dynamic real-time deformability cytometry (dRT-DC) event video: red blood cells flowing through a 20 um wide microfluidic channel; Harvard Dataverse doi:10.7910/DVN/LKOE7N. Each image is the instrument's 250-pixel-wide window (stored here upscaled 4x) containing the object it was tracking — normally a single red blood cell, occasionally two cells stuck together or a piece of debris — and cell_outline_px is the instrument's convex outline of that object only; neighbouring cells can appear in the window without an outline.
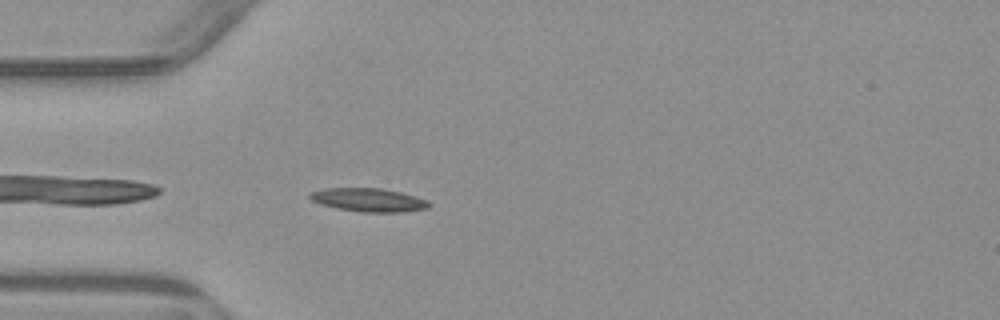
{"species": "common noctule bat (a hibernating species)", "species_latin": "Nyctalus noctula", "temperature_condition": "warm", "stored_images_in_passage": 5, "camera_frame_rate_fps": 3000, "um_per_image_px": 0.085, "animal": {"sex": "male", "body_mass_g": 23.1, "forearm_length_mm": 52.7}, "frame": {"image": 1, "passage_image": 5, "time_ms": 5.0, "image_size_px": [1000, 320], "cell_outline_px": [[432, 204], [428, 208], [400, 212], [360, 212], [336, 208], [320, 204], [312, 200], [308, 196], [308, 192], [324, 188], [380, 188], [400, 192], [416, 196], [428, 200]], "centroid_in_image_um": [31.32, 16.99], "position_along_channel_um": 53.7, "area_um2": 16.42}}